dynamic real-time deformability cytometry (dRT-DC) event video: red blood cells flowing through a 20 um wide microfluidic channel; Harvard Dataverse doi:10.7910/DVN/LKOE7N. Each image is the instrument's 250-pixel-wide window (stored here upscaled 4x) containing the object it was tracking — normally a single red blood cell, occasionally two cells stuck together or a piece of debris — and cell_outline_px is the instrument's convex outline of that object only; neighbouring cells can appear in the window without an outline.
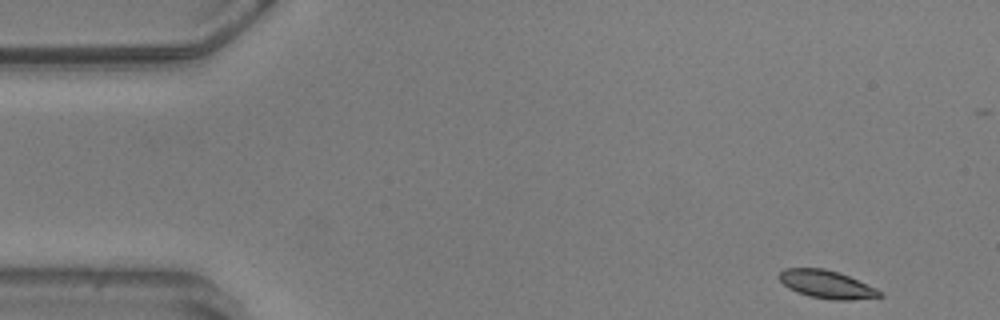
{"species": "common noctule bat (a hibernating species)", "species_latin": "Nyctalus noctula", "temperature_condition": "warm", "stored_images_in_passage": 53, "camera_frame_rate_fps": 3000, "um_per_image_px": 0.085, "animal": {"sex": "male", "body_mass_g": 20.5, "forearm_length_mm": 52.5}, "frame": {"image": 1, "passage_image": 1, "time_ms": 0.0, "image_size_px": [1000, 320], "cell_outline_px": [[884, 296], [848, 300], [832, 300], [808, 296], [796, 292], [788, 288], [780, 280], [780, 272], [784, 268], [824, 268], [840, 272], [876, 288], [884, 292]], "centroid_in_image_um": [70.29, 24.17], "position_along_channel_um": 14.7, "area_um2": 16.47}}
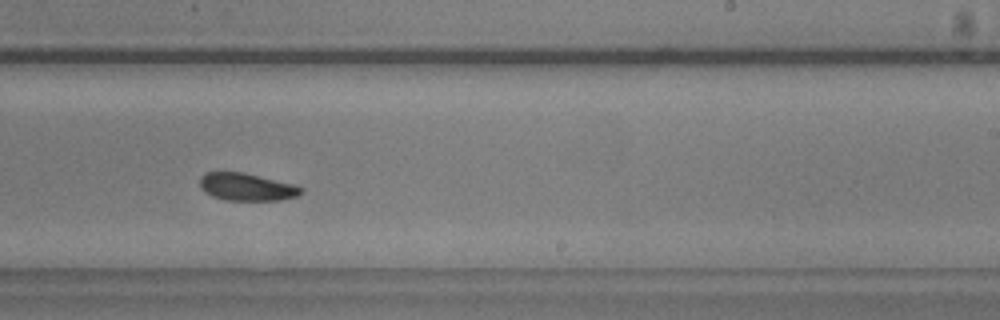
{"frame": {"image": 2, "passage_image": 31, "time_ms": 10.0, "image_size_px": [1000, 320], "cell_outline_px": [[304, 192], [300, 196], [280, 200], [224, 200], [212, 196], [204, 192], [200, 188], [200, 176], [204, 172], [244, 172], [296, 184], [304, 188]], "centroid_in_image_um": [21.01, 15.89], "position_along_channel_um": 268.0, "area_um2": 16.65}}
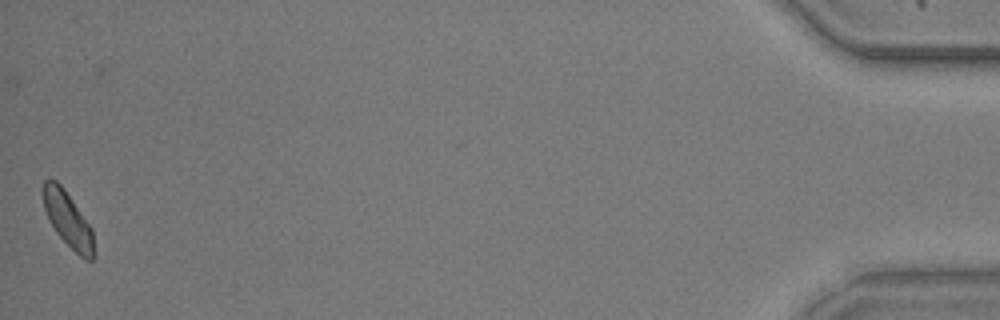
{"frame": {"image": 3, "passage_image": 53, "time_ms": 17.333, "image_size_px": [1000, 320], "cell_outline_px": [[96, 256], [92, 260], [84, 260], [56, 232], [48, 220], [44, 208], [44, 180], [56, 180], [64, 188], [92, 228]], "centroid_in_image_um": [5.81, 18.71], "position_along_channel_um": 429.4, "area_um2": 16.18}, "authors_computed_cell_mechanics": {"area_um2": 16.8198, "velocity_mm_per_s": 3.5562, "shape_relaxation_time_tau1_ms": 2.0433, "shape_relaxation_time_tau2_ms": null, "deformation_change_tau1": 0.076, "deformation_change_tau2": null}}